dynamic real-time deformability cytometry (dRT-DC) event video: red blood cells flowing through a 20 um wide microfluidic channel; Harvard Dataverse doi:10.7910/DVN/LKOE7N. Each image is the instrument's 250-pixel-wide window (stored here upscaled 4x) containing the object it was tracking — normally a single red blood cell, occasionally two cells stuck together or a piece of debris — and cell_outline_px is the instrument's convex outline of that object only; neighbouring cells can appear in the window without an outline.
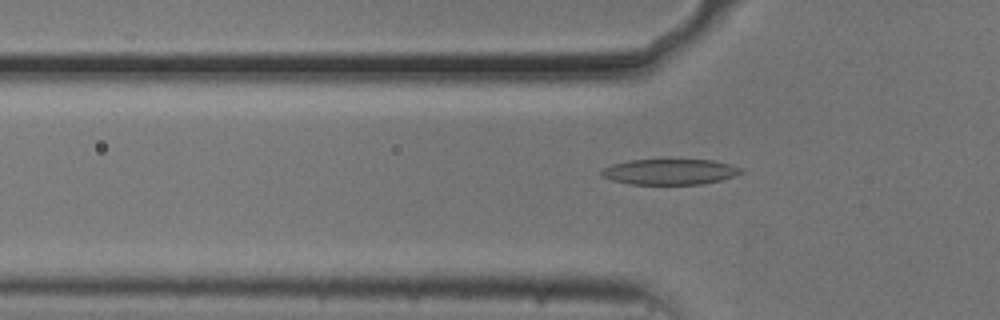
{"species": "common noctule bat (a hibernating species)", "species_latin": "Nyctalus noctula", "temperature_condition": "cold", "stored_images_in_passage": 54, "camera_frame_rate_fps": 3000, "um_per_image_px": 0.085, "animal": {"sex": "male", "body_mass_g": 20.5, "forearm_length_mm": 52.5}, "frame": {"image": 1, "passage_image": 17, "time_ms": 5.333, "image_size_px": [1000, 320], "cell_outline_px": [[744, 172], [736, 176], [704, 184], [628, 184], [612, 180], [600, 176], [600, 172], [604, 168], [612, 164], [628, 160], [712, 160], [728, 164], [740, 168]], "centroid_in_image_um": [56.91, 14.61], "position_along_channel_um": 68.9, "area_um2": 20.81}}
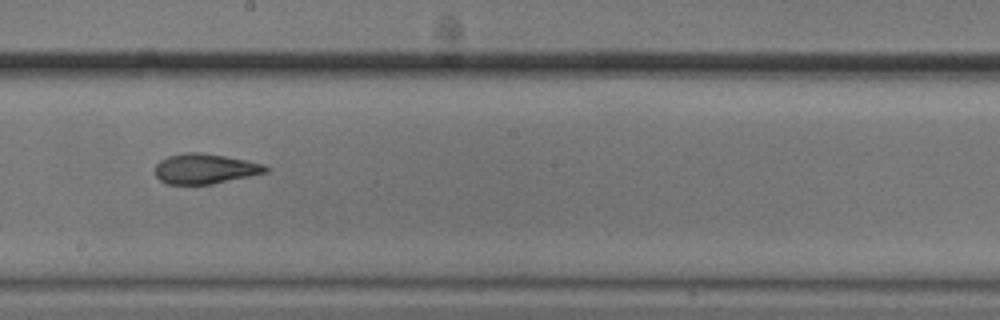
{"frame": {"image": 2, "passage_image": 30, "time_ms": 9.667, "image_size_px": [1000, 320], "cell_outline_px": [[272, 168], [268, 172], [212, 184], [168, 184], [160, 180], [156, 176], [156, 164], [160, 160], [168, 156], [184, 152], [200, 152], [224, 156], [264, 164]], "centroid_in_image_um": [17.44, 14.34], "position_along_channel_um": 230.8, "area_um2": 19.36}}
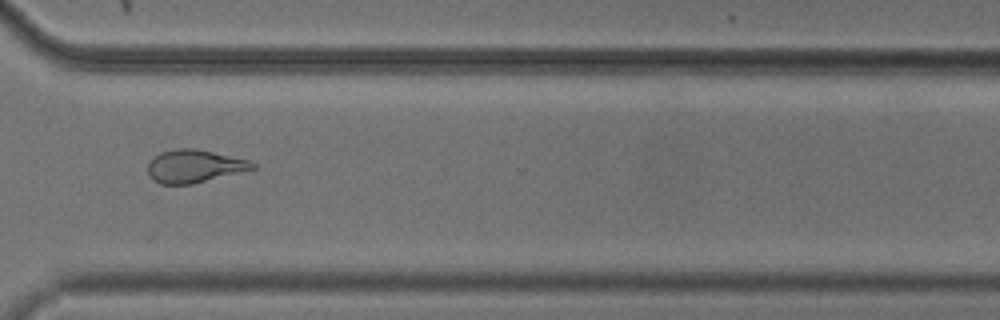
{"frame": {"image": 3, "passage_image": 40, "time_ms": 13.0, "image_size_px": [1000, 320], "cell_outline_px": [[256, 168], [192, 184], [160, 184], [152, 180], [148, 176], [148, 160], [160, 152], [176, 148], [196, 148], [248, 160], [256, 164]], "centroid_in_image_um": [16.46, 14.12], "position_along_channel_um": 354.1, "area_um2": 20.11}, "authors_computed_cell_mechanics": {"area_um2": 20.5479, "velocity_mm_per_s": 3.7091, "shape_relaxation_time_tau1_ms": 6.1992, "shape_relaxation_time_tau2_ms": 2.5333, "deformation_change_tau1": 0.1955, "deformation_change_tau2": 0.1176}}